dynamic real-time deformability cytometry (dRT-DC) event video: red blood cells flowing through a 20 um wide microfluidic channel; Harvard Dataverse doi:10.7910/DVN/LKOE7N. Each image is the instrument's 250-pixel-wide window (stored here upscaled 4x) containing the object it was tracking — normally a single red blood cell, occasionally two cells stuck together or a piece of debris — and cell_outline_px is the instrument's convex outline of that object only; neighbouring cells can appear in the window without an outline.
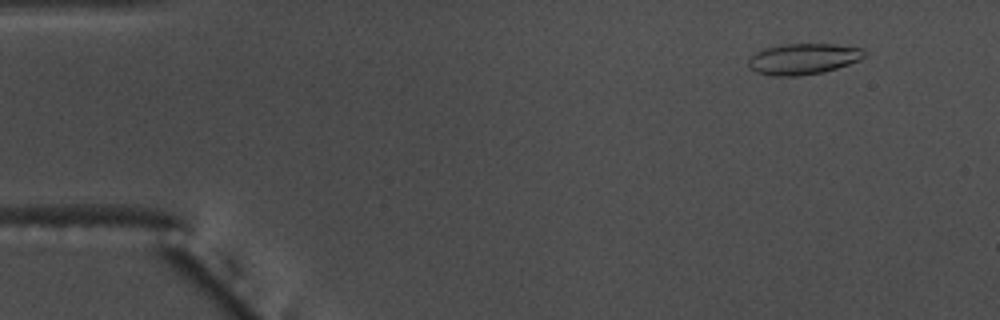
{"species": "common noctule bat (a hibernating species)", "species_latin": "Nyctalus noctula", "temperature_condition": "warm", "stored_images_in_passage": 16, "camera_frame_rate_fps": 3000, "um_per_image_px": 0.085, "animal": {"sex": "male", "body_mass_g": 17.5, "forearm_length_mm": 52.3}, "frame": {"image": 1, "passage_image": 5, "time_ms": 1.333, "image_size_px": [1000, 320], "cell_outline_px": [[864, 56], [860, 60], [824, 72], [800, 76], [772, 76], [756, 72], [748, 68], [748, 60], [756, 52], [764, 48], [784, 44], [836, 44], [864, 48]], "centroid_in_image_um": [68.26, 5.01], "position_along_channel_um": 16.7, "area_um2": 21.04}}